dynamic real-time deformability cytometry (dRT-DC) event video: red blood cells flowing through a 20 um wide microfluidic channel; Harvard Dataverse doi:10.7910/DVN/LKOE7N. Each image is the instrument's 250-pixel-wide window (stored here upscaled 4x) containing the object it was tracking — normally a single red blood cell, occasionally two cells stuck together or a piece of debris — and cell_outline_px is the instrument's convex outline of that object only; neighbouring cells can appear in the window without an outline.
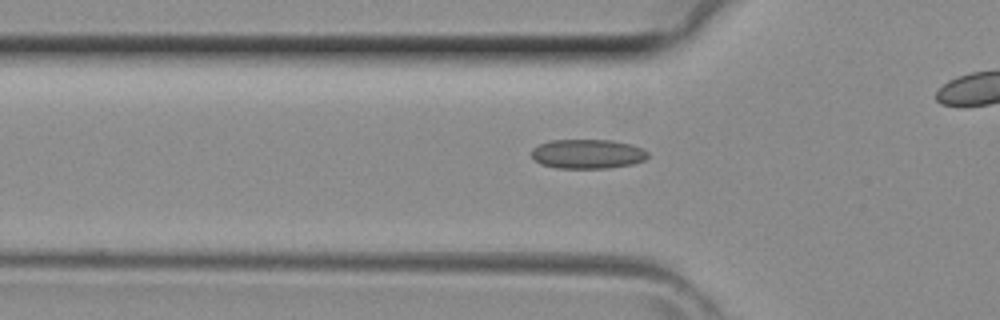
{"species": "common noctule bat (a hibernating species)", "species_latin": "Nyctalus noctula", "temperature_condition": "room temperature", "stored_images_in_passage": 33, "camera_frame_rate_fps": 3000, "um_per_image_px": 0.085, "animal": {"sex": "female", "body_mass_g": 29.2, "forearm_length_mm": 56.3}, "frame": {"image": 1, "passage_image": 13, "time_ms": 4.0, "image_size_px": [1000, 320], "cell_outline_px": [[648, 156], [644, 160], [632, 164], [608, 168], [556, 168], [540, 164], [532, 160], [532, 148], [540, 144], [552, 140], [612, 140], [632, 144], [644, 148], [648, 152]], "centroid_in_image_um": [49.94, 13.08], "position_along_channel_um": 75.9, "area_um2": 20.11}}
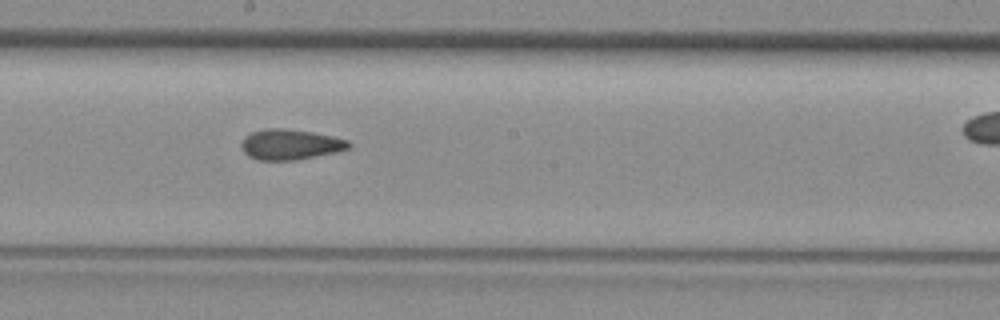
{"frame": {"image": 2, "passage_image": 22, "time_ms": 7.0, "image_size_px": [1000, 320], "cell_outline_px": [[352, 144], [348, 148], [336, 152], [296, 160], [260, 160], [248, 156], [244, 152], [240, 144], [244, 136], [252, 132], [264, 128], [284, 128], [312, 132], [332, 136], [348, 140]], "centroid_in_image_um": [24.65, 12.27], "position_along_channel_um": 223.6, "area_um2": 19.07}}
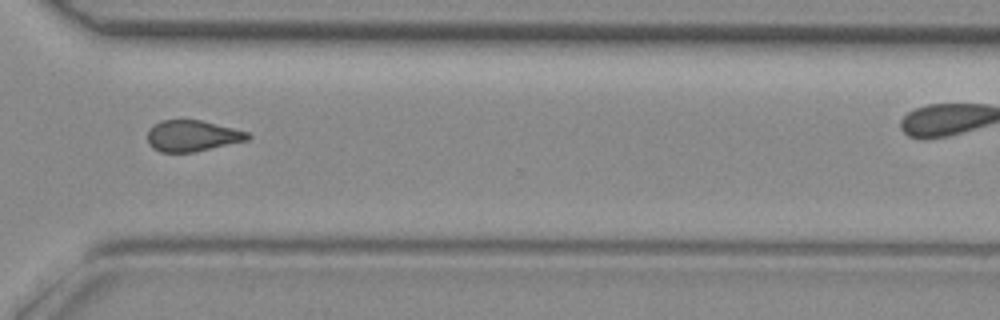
{"frame": {"image": 3, "passage_image": 30, "time_ms": 9.667, "image_size_px": [1000, 320], "cell_outline_px": [[252, 136], [248, 140], [192, 152], [160, 152], [152, 148], [148, 144], [148, 132], [152, 124], [160, 120], [200, 120], [248, 132]], "centroid_in_image_um": [16.31, 11.54], "position_along_channel_um": 354.3, "area_um2": 18.09}}